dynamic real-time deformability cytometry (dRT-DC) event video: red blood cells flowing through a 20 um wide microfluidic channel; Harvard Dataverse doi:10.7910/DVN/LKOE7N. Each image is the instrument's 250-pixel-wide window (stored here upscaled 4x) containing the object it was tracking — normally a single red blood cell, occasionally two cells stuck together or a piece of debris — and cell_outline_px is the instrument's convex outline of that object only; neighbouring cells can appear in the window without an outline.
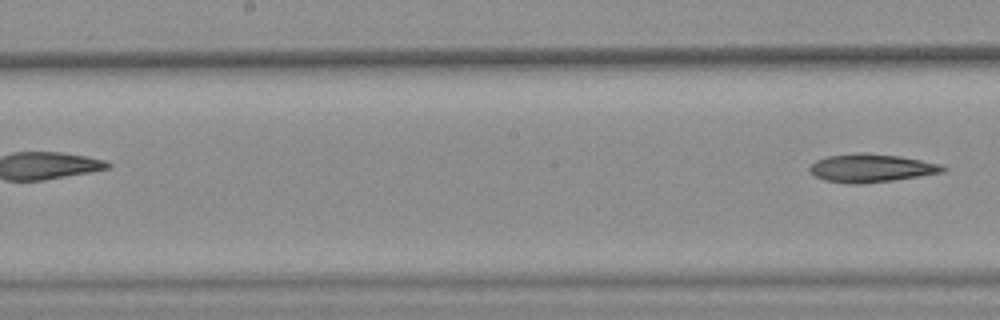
{"species": "common noctule bat (a hibernating species)", "species_latin": "Nyctalus noctula", "temperature_condition": "warm", "stored_images_in_passage": 6, "segment_of_instrument_passage": [2, 2], "camera_frame_rate_fps": 3000, "um_per_image_px": 0.085, "animal": {"sex": "female", "body_mass_g": 25.1}, "frame": {"image": 1, "passage_image": 6, "time_ms": 1.667, "image_size_px": [1000, 320], "cell_outline_px": [[948, 168], [944, 172], [892, 180], [860, 184], [824, 180], [816, 176], [808, 168], [816, 160], [828, 156], [900, 156], [940, 164]], "centroid_in_image_um": [74.1, 14.33], "position_along_channel_um": 174.1, "area_um2": 20.52}}